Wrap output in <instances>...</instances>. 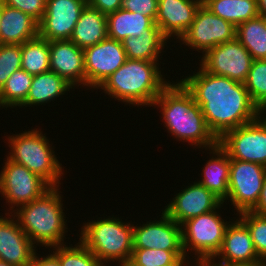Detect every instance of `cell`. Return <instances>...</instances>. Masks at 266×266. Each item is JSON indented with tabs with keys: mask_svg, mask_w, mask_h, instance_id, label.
<instances>
[{
	"mask_svg": "<svg viewBox=\"0 0 266 266\" xmlns=\"http://www.w3.org/2000/svg\"><path fill=\"white\" fill-rule=\"evenodd\" d=\"M195 73L179 81L201 107L208 128L218 140L229 130L257 119L258 107L244 83L210 74L201 67Z\"/></svg>",
	"mask_w": 266,
	"mask_h": 266,
	"instance_id": "cell-1",
	"label": "cell"
},
{
	"mask_svg": "<svg viewBox=\"0 0 266 266\" xmlns=\"http://www.w3.org/2000/svg\"><path fill=\"white\" fill-rule=\"evenodd\" d=\"M151 106L161 109L164 126L178 141L207 151L218 144V139L206 124L201 107L180 81L170 83Z\"/></svg>",
	"mask_w": 266,
	"mask_h": 266,
	"instance_id": "cell-2",
	"label": "cell"
},
{
	"mask_svg": "<svg viewBox=\"0 0 266 266\" xmlns=\"http://www.w3.org/2000/svg\"><path fill=\"white\" fill-rule=\"evenodd\" d=\"M159 62L127 59L98 88L125 105L148 107L159 94L172 82L161 75Z\"/></svg>",
	"mask_w": 266,
	"mask_h": 266,
	"instance_id": "cell-3",
	"label": "cell"
},
{
	"mask_svg": "<svg viewBox=\"0 0 266 266\" xmlns=\"http://www.w3.org/2000/svg\"><path fill=\"white\" fill-rule=\"evenodd\" d=\"M59 190V187H51L40 198L19 206L11 213L34 245L51 249L65 243L68 228L63 212V195Z\"/></svg>",
	"mask_w": 266,
	"mask_h": 266,
	"instance_id": "cell-4",
	"label": "cell"
},
{
	"mask_svg": "<svg viewBox=\"0 0 266 266\" xmlns=\"http://www.w3.org/2000/svg\"><path fill=\"white\" fill-rule=\"evenodd\" d=\"M80 241L104 264L118 262L126 266L133 251V225L118 217L83 223ZM110 261V262H109Z\"/></svg>",
	"mask_w": 266,
	"mask_h": 266,
	"instance_id": "cell-5",
	"label": "cell"
},
{
	"mask_svg": "<svg viewBox=\"0 0 266 266\" xmlns=\"http://www.w3.org/2000/svg\"><path fill=\"white\" fill-rule=\"evenodd\" d=\"M14 135L7 136L11 150L6 158L24 165L51 187H59L64 170L54 154V146L49 144L50 141L46 135L36 128Z\"/></svg>",
	"mask_w": 266,
	"mask_h": 266,
	"instance_id": "cell-6",
	"label": "cell"
},
{
	"mask_svg": "<svg viewBox=\"0 0 266 266\" xmlns=\"http://www.w3.org/2000/svg\"><path fill=\"white\" fill-rule=\"evenodd\" d=\"M221 207L223 203L217 209L190 218L181 224L183 251L188 259L187 252L194 251L195 266H203L221 248L226 228L231 223L230 220L225 222L218 214Z\"/></svg>",
	"mask_w": 266,
	"mask_h": 266,
	"instance_id": "cell-7",
	"label": "cell"
},
{
	"mask_svg": "<svg viewBox=\"0 0 266 266\" xmlns=\"http://www.w3.org/2000/svg\"><path fill=\"white\" fill-rule=\"evenodd\" d=\"M0 173V194L9 204L8 213L14 208L40 198L51 186L24 165L6 159ZM12 210V211H11ZM11 211V212H9Z\"/></svg>",
	"mask_w": 266,
	"mask_h": 266,
	"instance_id": "cell-8",
	"label": "cell"
},
{
	"mask_svg": "<svg viewBox=\"0 0 266 266\" xmlns=\"http://www.w3.org/2000/svg\"><path fill=\"white\" fill-rule=\"evenodd\" d=\"M266 167L249 161L230 158L228 197L237 213L251 211L262 190Z\"/></svg>",
	"mask_w": 266,
	"mask_h": 266,
	"instance_id": "cell-9",
	"label": "cell"
},
{
	"mask_svg": "<svg viewBox=\"0 0 266 266\" xmlns=\"http://www.w3.org/2000/svg\"><path fill=\"white\" fill-rule=\"evenodd\" d=\"M236 27L213 14L203 4L187 31L177 42L204 54L211 48L235 39Z\"/></svg>",
	"mask_w": 266,
	"mask_h": 266,
	"instance_id": "cell-10",
	"label": "cell"
},
{
	"mask_svg": "<svg viewBox=\"0 0 266 266\" xmlns=\"http://www.w3.org/2000/svg\"><path fill=\"white\" fill-rule=\"evenodd\" d=\"M252 61L248 50L235 38L206 51L199 65L210 74L245 83Z\"/></svg>",
	"mask_w": 266,
	"mask_h": 266,
	"instance_id": "cell-11",
	"label": "cell"
},
{
	"mask_svg": "<svg viewBox=\"0 0 266 266\" xmlns=\"http://www.w3.org/2000/svg\"><path fill=\"white\" fill-rule=\"evenodd\" d=\"M218 144L231 159L266 167V129L258 119L229 130L218 140Z\"/></svg>",
	"mask_w": 266,
	"mask_h": 266,
	"instance_id": "cell-12",
	"label": "cell"
},
{
	"mask_svg": "<svg viewBox=\"0 0 266 266\" xmlns=\"http://www.w3.org/2000/svg\"><path fill=\"white\" fill-rule=\"evenodd\" d=\"M84 51L86 88L98 89L127 60L122 42L107 37Z\"/></svg>",
	"mask_w": 266,
	"mask_h": 266,
	"instance_id": "cell-13",
	"label": "cell"
},
{
	"mask_svg": "<svg viewBox=\"0 0 266 266\" xmlns=\"http://www.w3.org/2000/svg\"><path fill=\"white\" fill-rule=\"evenodd\" d=\"M87 0H46V10L38 22V36L48 41L70 40Z\"/></svg>",
	"mask_w": 266,
	"mask_h": 266,
	"instance_id": "cell-14",
	"label": "cell"
},
{
	"mask_svg": "<svg viewBox=\"0 0 266 266\" xmlns=\"http://www.w3.org/2000/svg\"><path fill=\"white\" fill-rule=\"evenodd\" d=\"M223 201L199 182H193L177 193L164 212L179 225L186 220L217 209Z\"/></svg>",
	"mask_w": 266,
	"mask_h": 266,
	"instance_id": "cell-15",
	"label": "cell"
},
{
	"mask_svg": "<svg viewBox=\"0 0 266 266\" xmlns=\"http://www.w3.org/2000/svg\"><path fill=\"white\" fill-rule=\"evenodd\" d=\"M161 211L160 220L133 224V249L183 250L181 225Z\"/></svg>",
	"mask_w": 266,
	"mask_h": 266,
	"instance_id": "cell-16",
	"label": "cell"
},
{
	"mask_svg": "<svg viewBox=\"0 0 266 266\" xmlns=\"http://www.w3.org/2000/svg\"><path fill=\"white\" fill-rule=\"evenodd\" d=\"M216 258H220L219 263H215ZM260 260L249 229L237 218L227 226L220 250L204 265L243 264Z\"/></svg>",
	"mask_w": 266,
	"mask_h": 266,
	"instance_id": "cell-17",
	"label": "cell"
},
{
	"mask_svg": "<svg viewBox=\"0 0 266 266\" xmlns=\"http://www.w3.org/2000/svg\"><path fill=\"white\" fill-rule=\"evenodd\" d=\"M5 215L8 217L0 216V260L12 266H28L37 251L36 245L12 214Z\"/></svg>",
	"mask_w": 266,
	"mask_h": 266,
	"instance_id": "cell-18",
	"label": "cell"
},
{
	"mask_svg": "<svg viewBox=\"0 0 266 266\" xmlns=\"http://www.w3.org/2000/svg\"><path fill=\"white\" fill-rule=\"evenodd\" d=\"M50 71L63 77L73 88L86 86L84 51L71 40L49 41ZM75 86V87H74Z\"/></svg>",
	"mask_w": 266,
	"mask_h": 266,
	"instance_id": "cell-19",
	"label": "cell"
},
{
	"mask_svg": "<svg viewBox=\"0 0 266 266\" xmlns=\"http://www.w3.org/2000/svg\"><path fill=\"white\" fill-rule=\"evenodd\" d=\"M202 4L203 0H158L155 23L167 39L179 40Z\"/></svg>",
	"mask_w": 266,
	"mask_h": 266,
	"instance_id": "cell-20",
	"label": "cell"
},
{
	"mask_svg": "<svg viewBox=\"0 0 266 266\" xmlns=\"http://www.w3.org/2000/svg\"><path fill=\"white\" fill-rule=\"evenodd\" d=\"M38 36V22L19 9L3 3L0 20V44L21 45Z\"/></svg>",
	"mask_w": 266,
	"mask_h": 266,
	"instance_id": "cell-21",
	"label": "cell"
},
{
	"mask_svg": "<svg viewBox=\"0 0 266 266\" xmlns=\"http://www.w3.org/2000/svg\"><path fill=\"white\" fill-rule=\"evenodd\" d=\"M209 151L212 157L207 160L201 174L203 177L197 182L214 193L223 203H226L225 199L228 197L230 158L219 144L209 148Z\"/></svg>",
	"mask_w": 266,
	"mask_h": 266,
	"instance_id": "cell-22",
	"label": "cell"
},
{
	"mask_svg": "<svg viewBox=\"0 0 266 266\" xmlns=\"http://www.w3.org/2000/svg\"><path fill=\"white\" fill-rule=\"evenodd\" d=\"M167 40L154 22L142 35L129 36L121 42L127 59L159 62L161 53L166 52L163 49L167 46Z\"/></svg>",
	"mask_w": 266,
	"mask_h": 266,
	"instance_id": "cell-23",
	"label": "cell"
},
{
	"mask_svg": "<svg viewBox=\"0 0 266 266\" xmlns=\"http://www.w3.org/2000/svg\"><path fill=\"white\" fill-rule=\"evenodd\" d=\"M107 37V16L86 5L74 27L70 40L84 50Z\"/></svg>",
	"mask_w": 266,
	"mask_h": 266,
	"instance_id": "cell-24",
	"label": "cell"
},
{
	"mask_svg": "<svg viewBox=\"0 0 266 266\" xmlns=\"http://www.w3.org/2000/svg\"><path fill=\"white\" fill-rule=\"evenodd\" d=\"M73 86L63 77L48 71L33 76L31 87L29 89L26 101L20 107H32L36 105H45L47 102L65 95Z\"/></svg>",
	"mask_w": 266,
	"mask_h": 266,
	"instance_id": "cell-25",
	"label": "cell"
},
{
	"mask_svg": "<svg viewBox=\"0 0 266 266\" xmlns=\"http://www.w3.org/2000/svg\"><path fill=\"white\" fill-rule=\"evenodd\" d=\"M154 21L139 12L119 9L107 15L108 37L123 41L129 36H140Z\"/></svg>",
	"mask_w": 266,
	"mask_h": 266,
	"instance_id": "cell-26",
	"label": "cell"
},
{
	"mask_svg": "<svg viewBox=\"0 0 266 266\" xmlns=\"http://www.w3.org/2000/svg\"><path fill=\"white\" fill-rule=\"evenodd\" d=\"M235 38L253 60L266 59V17L257 16L236 26Z\"/></svg>",
	"mask_w": 266,
	"mask_h": 266,
	"instance_id": "cell-27",
	"label": "cell"
},
{
	"mask_svg": "<svg viewBox=\"0 0 266 266\" xmlns=\"http://www.w3.org/2000/svg\"><path fill=\"white\" fill-rule=\"evenodd\" d=\"M203 5L235 27L259 16L256 0H203Z\"/></svg>",
	"mask_w": 266,
	"mask_h": 266,
	"instance_id": "cell-28",
	"label": "cell"
},
{
	"mask_svg": "<svg viewBox=\"0 0 266 266\" xmlns=\"http://www.w3.org/2000/svg\"><path fill=\"white\" fill-rule=\"evenodd\" d=\"M21 68L32 76L50 71L49 41L37 36L21 44Z\"/></svg>",
	"mask_w": 266,
	"mask_h": 266,
	"instance_id": "cell-29",
	"label": "cell"
},
{
	"mask_svg": "<svg viewBox=\"0 0 266 266\" xmlns=\"http://www.w3.org/2000/svg\"><path fill=\"white\" fill-rule=\"evenodd\" d=\"M189 263L183 250L146 248L133 249L126 266H188Z\"/></svg>",
	"mask_w": 266,
	"mask_h": 266,
	"instance_id": "cell-30",
	"label": "cell"
},
{
	"mask_svg": "<svg viewBox=\"0 0 266 266\" xmlns=\"http://www.w3.org/2000/svg\"><path fill=\"white\" fill-rule=\"evenodd\" d=\"M32 79L22 68L13 72L0 90V107H20L26 101Z\"/></svg>",
	"mask_w": 266,
	"mask_h": 266,
	"instance_id": "cell-31",
	"label": "cell"
},
{
	"mask_svg": "<svg viewBox=\"0 0 266 266\" xmlns=\"http://www.w3.org/2000/svg\"><path fill=\"white\" fill-rule=\"evenodd\" d=\"M52 249L61 266H105L80 240L74 247L65 243Z\"/></svg>",
	"mask_w": 266,
	"mask_h": 266,
	"instance_id": "cell-32",
	"label": "cell"
},
{
	"mask_svg": "<svg viewBox=\"0 0 266 266\" xmlns=\"http://www.w3.org/2000/svg\"><path fill=\"white\" fill-rule=\"evenodd\" d=\"M244 84L251 100L258 107L257 113L266 114V59L252 61Z\"/></svg>",
	"mask_w": 266,
	"mask_h": 266,
	"instance_id": "cell-33",
	"label": "cell"
},
{
	"mask_svg": "<svg viewBox=\"0 0 266 266\" xmlns=\"http://www.w3.org/2000/svg\"><path fill=\"white\" fill-rule=\"evenodd\" d=\"M239 219L250 231L253 245L258 257L266 259V216L256 214L252 211H244L238 214Z\"/></svg>",
	"mask_w": 266,
	"mask_h": 266,
	"instance_id": "cell-34",
	"label": "cell"
},
{
	"mask_svg": "<svg viewBox=\"0 0 266 266\" xmlns=\"http://www.w3.org/2000/svg\"><path fill=\"white\" fill-rule=\"evenodd\" d=\"M18 69H21V45L0 44V90Z\"/></svg>",
	"mask_w": 266,
	"mask_h": 266,
	"instance_id": "cell-35",
	"label": "cell"
},
{
	"mask_svg": "<svg viewBox=\"0 0 266 266\" xmlns=\"http://www.w3.org/2000/svg\"><path fill=\"white\" fill-rule=\"evenodd\" d=\"M4 4L30 15L39 22L46 10V0H3Z\"/></svg>",
	"mask_w": 266,
	"mask_h": 266,
	"instance_id": "cell-36",
	"label": "cell"
},
{
	"mask_svg": "<svg viewBox=\"0 0 266 266\" xmlns=\"http://www.w3.org/2000/svg\"><path fill=\"white\" fill-rule=\"evenodd\" d=\"M121 9L139 12L150 17L154 22L157 16L158 0H122Z\"/></svg>",
	"mask_w": 266,
	"mask_h": 266,
	"instance_id": "cell-37",
	"label": "cell"
},
{
	"mask_svg": "<svg viewBox=\"0 0 266 266\" xmlns=\"http://www.w3.org/2000/svg\"><path fill=\"white\" fill-rule=\"evenodd\" d=\"M122 0H87V5L99 10L106 16L121 8Z\"/></svg>",
	"mask_w": 266,
	"mask_h": 266,
	"instance_id": "cell-38",
	"label": "cell"
},
{
	"mask_svg": "<svg viewBox=\"0 0 266 266\" xmlns=\"http://www.w3.org/2000/svg\"><path fill=\"white\" fill-rule=\"evenodd\" d=\"M39 254L37 252L34 254L32 261L28 266H61L59 260L52 254H48L45 256L38 257Z\"/></svg>",
	"mask_w": 266,
	"mask_h": 266,
	"instance_id": "cell-39",
	"label": "cell"
},
{
	"mask_svg": "<svg viewBox=\"0 0 266 266\" xmlns=\"http://www.w3.org/2000/svg\"><path fill=\"white\" fill-rule=\"evenodd\" d=\"M251 211L256 214L266 216V176L263 181V186L258 199V203Z\"/></svg>",
	"mask_w": 266,
	"mask_h": 266,
	"instance_id": "cell-40",
	"label": "cell"
},
{
	"mask_svg": "<svg viewBox=\"0 0 266 266\" xmlns=\"http://www.w3.org/2000/svg\"><path fill=\"white\" fill-rule=\"evenodd\" d=\"M203 266H264L263 260L252 262V263H243V264H222V265H203Z\"/></svg>",
	"mask_w": 266,
	"mask_h": 266,
	"instance_id": "cell-41",
	"label": "cell"
},
{
	"mask_svg": "<svg viewBox=\"0 0 266 266\" xmlns=\"http://www.w3.org/2000/svg\"><path fill=\"white\" fill-rule=\"evenodd\" d=\"M259 15L262 17H266V0H256Z\"/></svg>",
	"mask_w": 266,
	"mask_h": 266,
	"instance_id": "cell-42",
	"label": "cell"
},
{
	"mask_svg": "<svg viewBox=\"0 0 266 266\" xmlns=\"http://www.w3.org/2000/svg\"><path fill=\"white\" fill-rule=\"evenodd\" d=\"M263 116V117H262ZM263 115V113H257V119L262 123V125L265 127L266 129V116Z\"/></svg>",
	"mask_w": 266,
	"mask_h": 266,
	"instance_id": "cell-43",
	"label": "cell"
},
{
	"mask_svg": "<svg viewBox=\"0 0 266 266\" xmlns=\"http://www.w3.org/2000/svg\"><path fill=\"white\" fill-rule=\"evenodd\" d=\"M0 266H12V265L0 260Z\"/></svg>",
	"mask_w": 266,
	"mask_h": 266,
	"instance_id": "cell-44",
	"label": "cell"
},
{
	"mask_svg": "<svg viewBox=\"0 0 266 266\" xmlns=\"http://www.w3.org/2000/svg\"><path fill=\"white\" fill-rule=\"evenodd\" d=\"M3 0H0V20H1V12H2V5H3Z\"/></svg>",
	"mask_w": 266,
	"mask_h": 266,
	"instance_id": "cell-45",
	"label": "cell"
},
{
	"mask_svg": "<svg viewBox=\"0 0 266 266\" xmlns=\"http://www.w3.org/2000/svg\"><path fill=\"white\" fill-rule=\"evenodd\" d=\"M263 263H264V266H266V259H265V260H263Z\"/></svg>",
	"mask_w": 266,
	"mask_h": 266,
	"instance_id": "cell-46",
	"label": "cell"
}]
</instances>
